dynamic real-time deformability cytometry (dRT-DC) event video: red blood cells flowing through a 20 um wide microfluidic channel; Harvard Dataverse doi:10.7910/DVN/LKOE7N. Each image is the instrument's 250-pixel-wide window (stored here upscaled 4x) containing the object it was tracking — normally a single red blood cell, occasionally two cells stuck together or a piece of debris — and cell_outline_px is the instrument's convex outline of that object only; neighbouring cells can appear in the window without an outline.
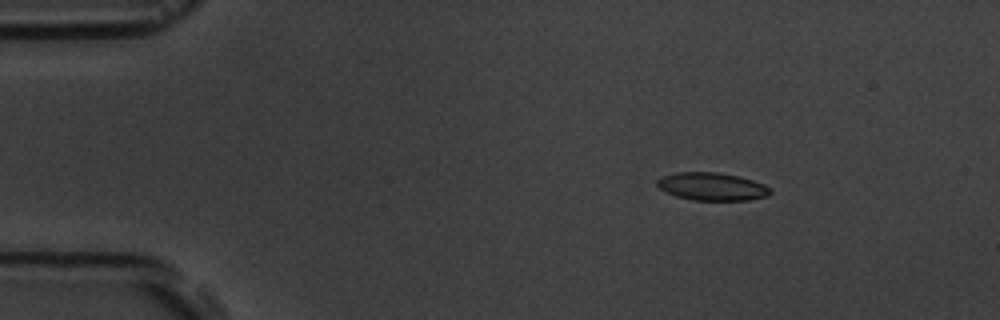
{"species": "common noctule bat (a hibernating species)", "species_latin": "Nyctalus noctula", "temperature_condition": "room temperature", "stored_images_in_passage": 6, "camera_frame_rate_fps": 3000, "um_per_image_px": 0.085, "animal": {"sex": "male", "body_mass_g": 19.5, "forearm_length_mm": 54.6}, "frame": {"image": 1, "passage_image": 3, "time_ms": 2.333, "image_size_px": [1000, 320], "cell_outline_px": [[772, 192], [768, 196], [748, 200], [692, 200], [676, 196], [664, 192], [656, 184], [656, 180], [664, 176], [676, 172], [716, 172], [740, 176], [764, 184]], "centroid_in_image_um": [60.51, 15.85], "position_along_channel_um": 24.5, "area_um2": 18.38}}
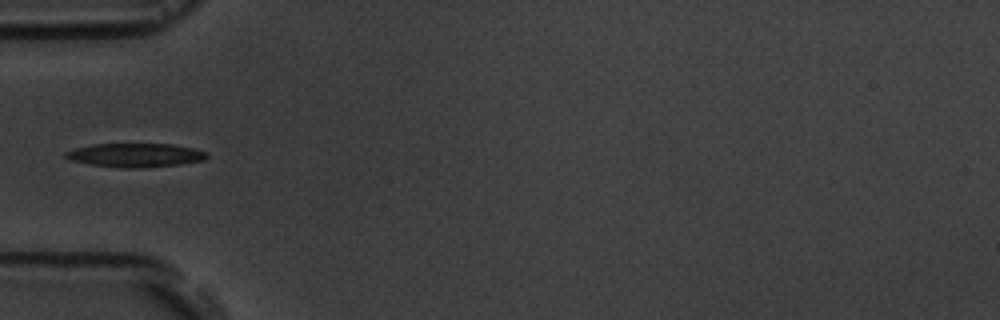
{"frame": {"image": 2, "passage_image": 6, "time_ms": 5.667, "image_size_px": [1000, 320], "cell_outline_px": [[208, 156], [204, 160], [180, 164], [140, 168], [120, 168], [92, 164], [68, 160], [64, 156], [64, 152], [76, 148], [92, 144], [172, 144], [192, 148], [208, 152]], "centroid_in_image_um": [11.49, 13.19], "position_along_channel_um": 73.5, "area_um2": 19.59}}